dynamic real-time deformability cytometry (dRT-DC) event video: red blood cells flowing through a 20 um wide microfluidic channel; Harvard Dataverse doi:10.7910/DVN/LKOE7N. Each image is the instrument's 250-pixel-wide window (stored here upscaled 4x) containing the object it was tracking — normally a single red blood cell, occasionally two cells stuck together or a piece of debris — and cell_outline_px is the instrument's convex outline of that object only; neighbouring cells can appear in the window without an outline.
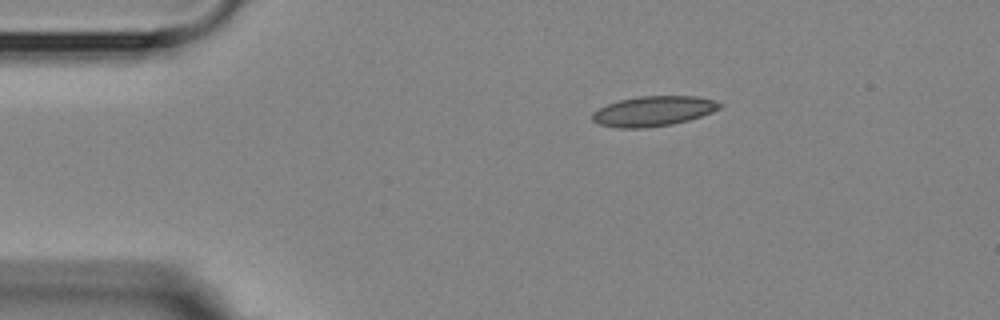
{"species": "Egyptian fruit bat (a non-hibernating species)", "species_latin": "Rousettus aegyptiacus", "temperature_condition": "room temperature", "stored_images_in_passage": 3, "camera_frame_rate_fps": 3000, "um_per_image_px": 0.085, "animal": {"sex": "female"}, "frame": {"image": 1, "passage_image": 1, "time_ms": 0.0, "image_size_px": [1000, 320], "cell_outline_px": [[724, 104], [720, 108], [712, 112], [688, 120], [672, 124], [640, 128], [620, 128], [600, 124], [592, 120], [592, 112], [608, 104], [620, 100], [640, 96], [696, 96], [716, 100]], "centroid_in_image_um": [55.57, 9.44], "position_along_channel_um": 29.4, "area_um2": 22.14}}
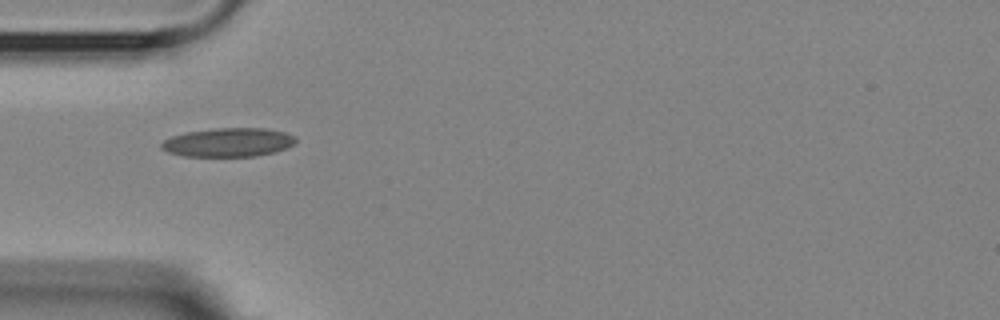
{"frame": {"image": 2, "passage_image": 3, "time_ms": 2.333, "image_size_px": [1000, 320], "cell_outline_px": [[296, 144], [276, 152], [256, 156], [184, 156], [168, 152], [160, 148], [160, 144], [164, 140], [172, 136], [188, 132], [216, 128], [268, 128], [284, 132], [296, 136]], "centroid_in_image_um": [19.45, 12.1], "position_along_channel_um": 65.6, "area_um2": 22.66}}